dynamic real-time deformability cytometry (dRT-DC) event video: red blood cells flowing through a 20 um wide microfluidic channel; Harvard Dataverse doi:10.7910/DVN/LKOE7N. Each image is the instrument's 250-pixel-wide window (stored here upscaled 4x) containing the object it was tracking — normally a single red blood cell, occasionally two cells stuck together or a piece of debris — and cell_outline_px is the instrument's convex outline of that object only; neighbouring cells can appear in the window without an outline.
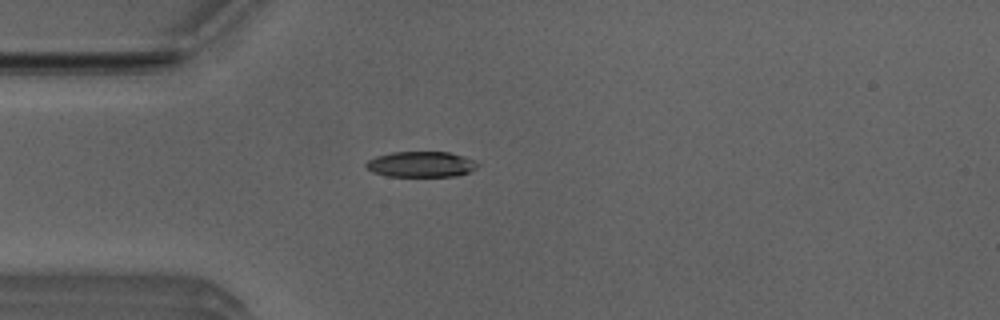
{"species": "Egyptian fruit bat (a non-hibernating species)", "species_latin": "Rousettus aegyptiacus", "temperature_condition": "room temperature", "stored_images_in_passage": 40, "camera_frame_rate_fps": 3000, "um_per_image_px": 0.085, "animal": {"sex": "male"}, "frame": {"image": 1, "passage_image": 2, "time_ms": 0.333, "image_size_px": [1000, 320], "cell_outline_px": [[480, 164], [476, 168], [468, 172], [456, 176], [388, 176], [372, 172], [364, 168], [364, 164], [368, 160], [376, 156], [392, 152], [448, 152], [464, 156]], "centroid_in_image_um": [35.74, 13.96], "position_along_channel_um": 49.3, "area_um2": 16.7}}
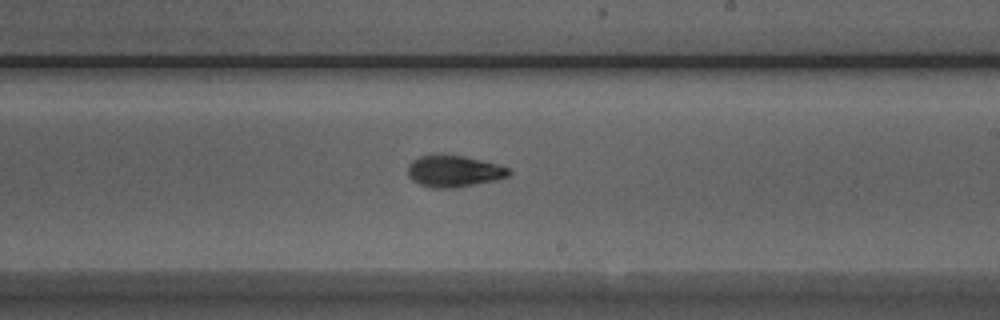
{"frame": {"image": 2, "passage_image": 18, "time_ms": 5.667, "image_size_px": [1000, 320], "cell_outline_px": [[512, 172], [508, 176], [496, 180], [452, 188], [432, 188], [420, 184], [412, 180], [408, 176], [408, 164], [412, 160], [420, 156], [464, 156], [496, 164], [508, 168]], "centroid_in_image_um": [38.57, 14.57], "position_along_channel_um": 250.4, "area_um2": 18.21}}
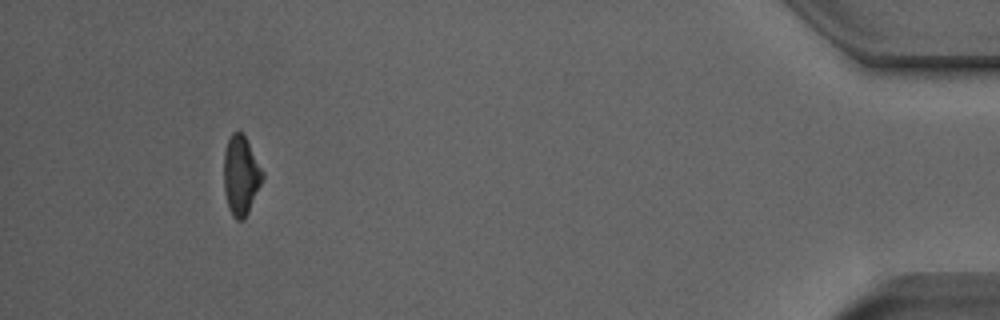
{"frame": {"image": 3, "passage_image": 36, "time_ms": 11.667, "image_size_px": [1000, 320], "cell_outline_px": [[264, 176], [248, 212], [244, 220], [236, 220], [232, 216], [228, 208], [224, 192], [224, 152], [228, 140], [232, 132], [240, 132], [244, 136], [264, 172]], "centroid_in_image_um": [20.46, 14.94], "position_along_channel_um": 414.7, "area_um2": 17.69}, "authors_computed_cell_mechanics": {"area_um2": 18.0625, "velocity_mm_per_s": 3.9569, "shape_relaxation_time_tau1_ms": 2.7988, "shape_relaxation_time_tau2_ms": 2.8731, "deformation_change_tau1": 0.1353, "deformation_change_tau2": 0.0889}}